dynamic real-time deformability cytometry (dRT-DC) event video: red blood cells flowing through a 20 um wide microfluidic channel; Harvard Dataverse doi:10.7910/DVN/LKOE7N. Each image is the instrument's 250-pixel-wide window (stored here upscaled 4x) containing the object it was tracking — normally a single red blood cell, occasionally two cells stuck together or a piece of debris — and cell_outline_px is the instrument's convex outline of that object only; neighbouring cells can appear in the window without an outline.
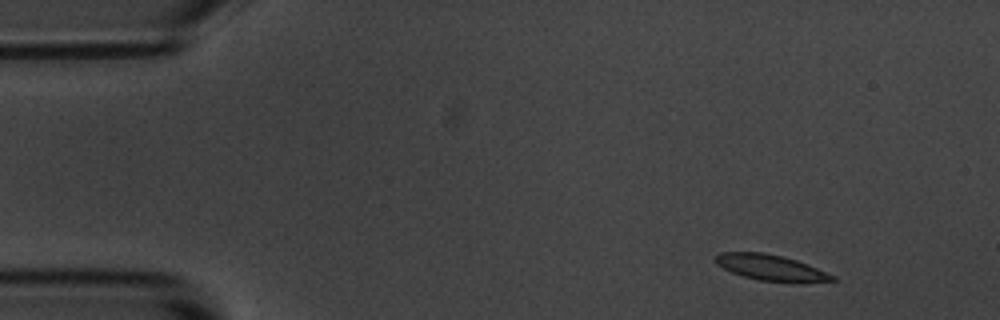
{"species": "common noctule bat (a hibernating species)", "species_latin": "Nyctalus noctula", "temperature_condition": "room temperature", "stored_images_in_passage": 3, "camera_frame_rate_fps": 3000, "um_per_image_px": 0.085, "animal": {"sex": "male", "body_mass_g": 20.1, "forearm_length_mm": 53.5}, "frame": {"image": 1, "passage_image": 1, "time_ms": 0.0, "image_size_px": [1000, 320], "cell_outline_px": [[836, 280], [796, 284], [792, 284], [760, 280], [744, 276], [732, 272], [716, 264], [716, 256], [720, 252], [764, 252], [784, 256], [808, 264], [836, 276]], "centroid_in_image_um": [65.59, 22.77], "position_along_channel_um": 19.4, "area_um2": 17.92}}